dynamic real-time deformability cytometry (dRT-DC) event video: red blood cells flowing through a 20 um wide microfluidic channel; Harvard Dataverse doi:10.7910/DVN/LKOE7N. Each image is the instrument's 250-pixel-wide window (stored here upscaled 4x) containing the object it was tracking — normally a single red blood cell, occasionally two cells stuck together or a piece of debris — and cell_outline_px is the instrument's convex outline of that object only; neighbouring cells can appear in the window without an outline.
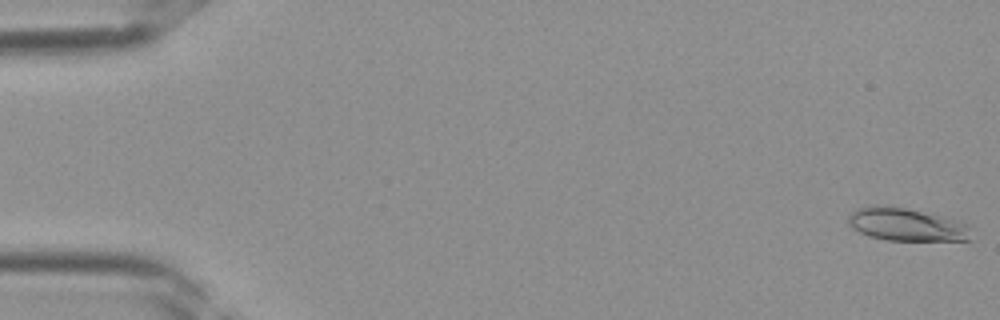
{"species": "Egyptian fruit bat (a non-hibernating species)", "species_latin": "Rousettus aegyptiacus", "temperature_condition": "room temperature", "stored_images_in_passage": 38, "camera_frame_rate_fps": 3000, "um_per_image_px": 0.085, "frame": {"image": 1, "passage_image": 1, "time_ms": 0.0, "image_size_px": [1000, 320], "cell_outline_px": [[972, 240], [884, 240], [868, 236], [852, 228], [848, 224], [848, 216], [856, 208], [872, 204], [904, 208], [960, 220], [968, 224]], "centroid_in_image_um": [77.03, 19.08], "position_along_channel_um": 8.0, "area_um2": 23.64}}
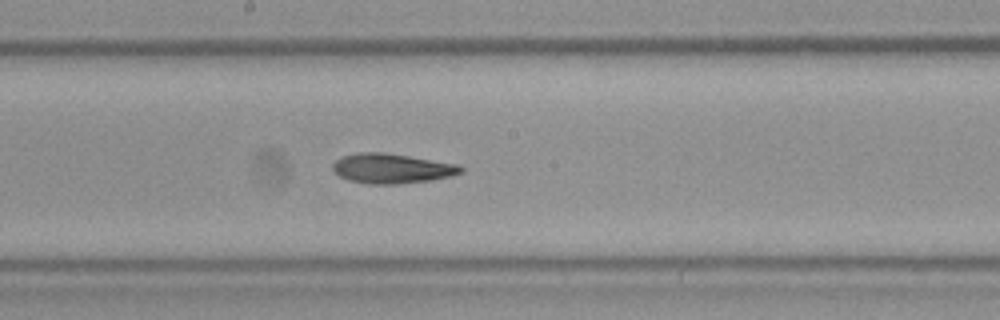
{"frame": {"image": 2, "passage_image": 21, "time_ms": 6.667, "image_size_px": [1000, 320], "cell_outline_px": [[464, 172], [452, 176], [432, 180], [396, 184], [368, 184], [348, 180], [332, 172], [332, 164], [340, 156], [356, 152], [384, 152], [460, 164], [464, 168]], "centroid_in_image_um": [33.3, 14.31], "position_along_channel_um": 214.9, "area_um2": 22.66}}
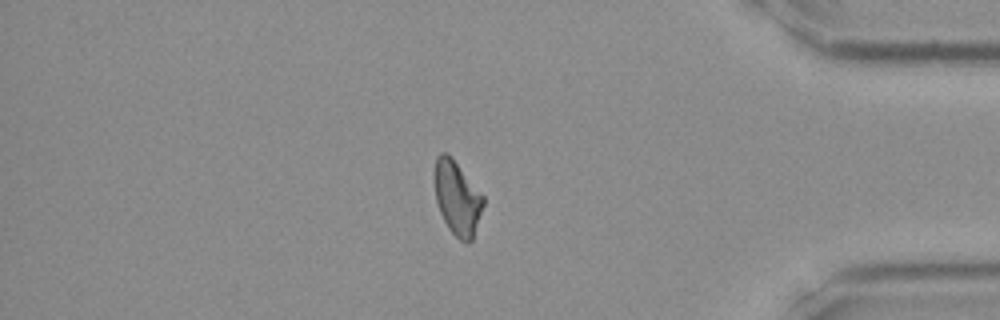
{"frame": {"image": 3, "passage_image": 33, "time_ms": 10.667, "image_size_px": [1000, 320], "cell_outline_px": [[484, 204], [472, 240], [460, 240], [448, 228], [440, 212], [436, 200], [432, 180], [432, 176], [436, 156], [440, 152], [444, 152], [456, 164], [484, 196]], "centroid_in_image_um": [38.81, 16.81], "position_along_channel_um": 396.4, "area_um2": 20.75}}